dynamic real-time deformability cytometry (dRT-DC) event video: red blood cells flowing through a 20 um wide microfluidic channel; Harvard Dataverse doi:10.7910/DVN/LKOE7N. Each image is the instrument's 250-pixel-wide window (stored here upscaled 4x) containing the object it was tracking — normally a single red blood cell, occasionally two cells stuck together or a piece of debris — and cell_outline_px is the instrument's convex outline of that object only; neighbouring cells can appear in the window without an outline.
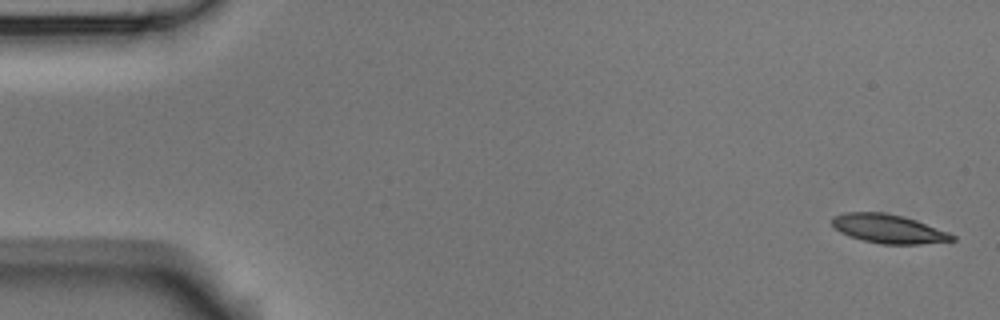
{"species": "Egyptian fruit bat (a non-hibernating species)", "species_latin": "Rousettus aegyptiacus", "temperature_condition": "room temperature", "stored_images_in_passage": 6, "camera_frame_rate_fps": 3000, "um_per_image_px": 0.085, "animal": {"sex": "male"}, "frame": {"image": 1, "passage_image": 1, "time_ms": 0.0, "image_size_px": [1000, 320], "cell_outline_px": [[956, 240], [920, 244], [884, 244], [864, 240], [848, 236], [840, 232], [832, 224], [832, 216], [848, 212], [884, 212], [904, 216], [916, 220], [948, 232], [956, 236]], "centroid_in_image_um": [75.52, 19.44], "position_along_channel_um": 9.5, "area_um2": 20.11}}
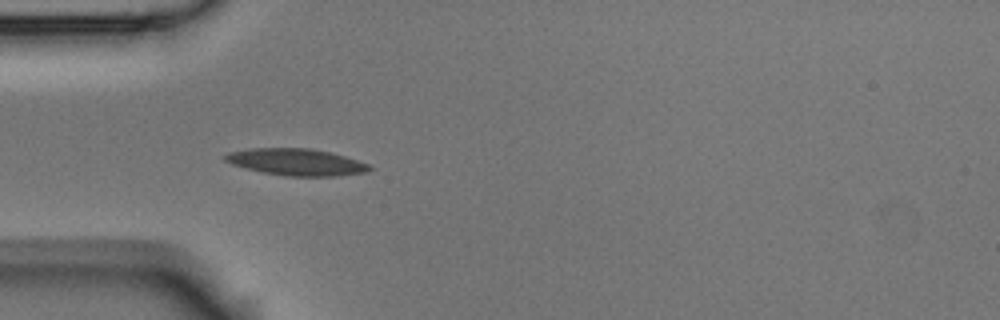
{"frame": {"image": 2, "passage_image": 5, "time_ms": 5.0, "image_size_px": [1000, 320], "cell_outline_px": [[372, 168], [368, 172], [336, 176], [284, 176], [264, 172], [232, 164], [224, 160], [224, 156], [228, 152], [252, 148], [312, 148], [344, 156], [368, 164]], "centroid_in_image_um": [25.19, 13.77], "position_along_channel_um": 59.8, "area_um2": 22.31}}
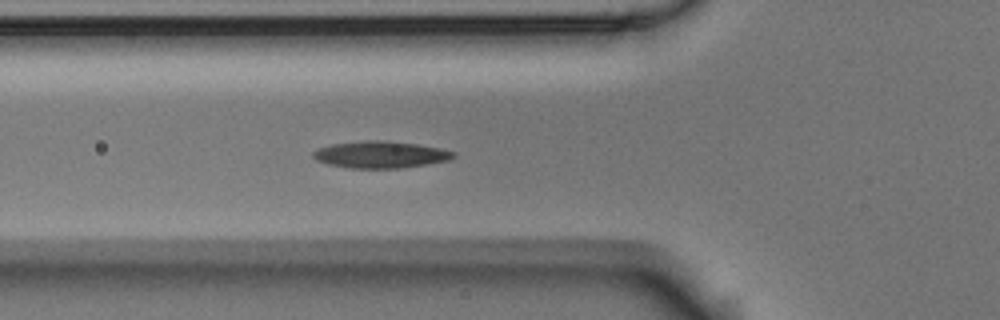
{"frame": {"image": 3, "passage_image": 6, "time_ms": 6.0, "image_size_px": [1000, 320], "cell_outline_px": [[456, 156], [448, 160], [400, 168], [348, 168], [328, 164], [316, 160], [312, 156], [312, 152], [320, 148], [332, 144], [364, 140], [384, 140], [416, 144], [440, 148], [456, 152]], "centroid_in_image_um": [32.32, 13.13], "position_along_channel_um": 93.5, "area_um2": 21.85}}